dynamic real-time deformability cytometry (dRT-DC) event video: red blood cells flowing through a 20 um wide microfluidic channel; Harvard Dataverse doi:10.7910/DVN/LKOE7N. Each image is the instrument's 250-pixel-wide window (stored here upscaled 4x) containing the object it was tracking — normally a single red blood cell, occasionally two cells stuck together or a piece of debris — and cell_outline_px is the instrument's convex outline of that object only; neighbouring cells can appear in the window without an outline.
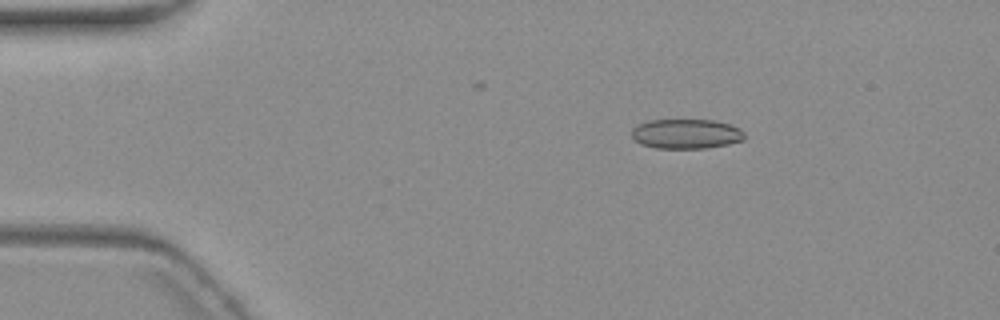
{"species": "common noctule bat (a hibernating species)", "species_latin": "Nyctalus noctula", "temperature_condition": "warm", "stored_images_in_passage": 6, "camera_frame_rate_fps": 3000, "um_per_image_px": 0.085, "animal": {"sex": "female", "body_mass_g": 19.3, "forearm_length_mm": 54.1}, "frame": {"image": 1, "passage_image": 2, "time_ms": 2.0, "image_size_px": [1000, 320], "cell_outline_px": [[744, 140], [728, 144], [704, 148], [656, 148], [640, 144], [632, 136], [632, 128], [648, 120], [712, 120], [728, 124], [740, 128], [744, 132]], "centroid_in_image_um": [58.33, 11.38], "position_along_channel_um": 26.7, "area_um2": 19.42}}
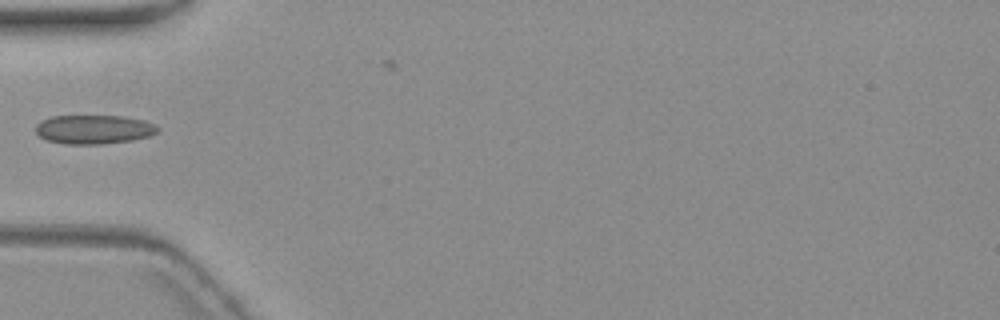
{"frame": {"image": 2, "passage_image": 5, "time_ms": 5.333, "image_size_px": [1000, 320], "cell_outline_px": [[160, 128], [156, 132], [148, 136], [132, 140], [100, 144], [64, 144], [48, 140], [40, 136], [36, 132], [36, 124], [40, 120], [52, 116], [124, 116], [144, 120], [156, 124]], "centroid_in_image_um": [7.98, 10.99], "position_along_channel_um": 77.0, "area_um2": 20.63}}